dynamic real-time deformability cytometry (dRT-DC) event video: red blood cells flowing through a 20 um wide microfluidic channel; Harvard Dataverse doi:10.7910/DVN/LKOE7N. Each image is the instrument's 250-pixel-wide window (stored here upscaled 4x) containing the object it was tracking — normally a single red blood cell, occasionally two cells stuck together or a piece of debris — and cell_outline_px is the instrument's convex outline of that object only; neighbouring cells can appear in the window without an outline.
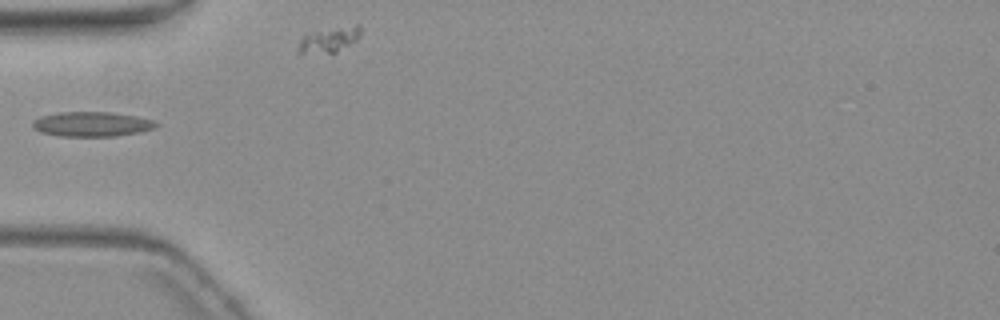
{"species": "common noctule bat (a hibernating species)", "species_latin": "Nyctalus noctula", "temperature_condition": "warm", "stored_images_in_passage": 11, "camera_frame_rate_fps": 3000, "um_per_image_px": 0.085, "animal": {"sex": "female", "body_mass_g": 19.3, "forearm_length_mm": 54.1}, "frame": {"image": 1, "passage_image": 4, "time_ms": 4.667, "image_size_px": [1000, 320], "cell_outline_px": [[156, 124], [152, 128], [136, 132], [116, 136], [60, 136], [40, 132], [32, 128], [32, 120], [40, 116], [56, 112], [108, 112], [136, 116], [152, 120]], "centroid_in_image_um": [7.68, 10.54], "position_along_channel_um": 77.3, "area_um2": 17.63}}
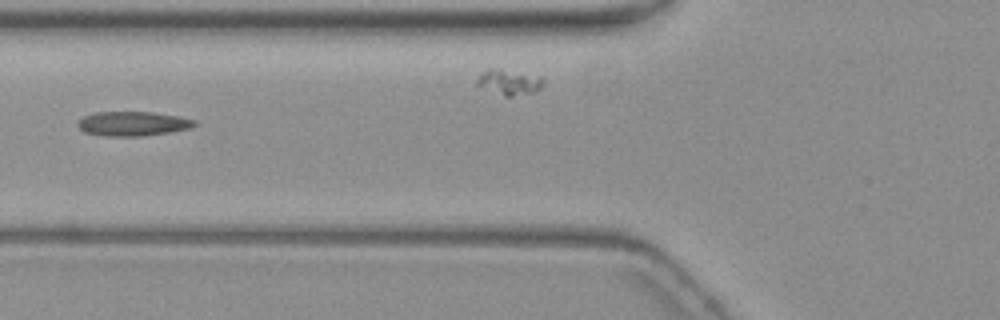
{"frame": {"image": 2, "passage_image": 5, "time_ms": 5.667, "image_size_px": [1000, 320], "cell_outline_px": [[196, 124], [192, 128], [144, 136], [100, 136], [84, 132], [76, 124], [76, 120], [84, 116], [96, 112], [152, 112], [176, 116], [196, 120]], "centroid_in_image_um": [11.24, 10.52], "position_along_channel_um": 114.6, "area_um2": 16.7}}